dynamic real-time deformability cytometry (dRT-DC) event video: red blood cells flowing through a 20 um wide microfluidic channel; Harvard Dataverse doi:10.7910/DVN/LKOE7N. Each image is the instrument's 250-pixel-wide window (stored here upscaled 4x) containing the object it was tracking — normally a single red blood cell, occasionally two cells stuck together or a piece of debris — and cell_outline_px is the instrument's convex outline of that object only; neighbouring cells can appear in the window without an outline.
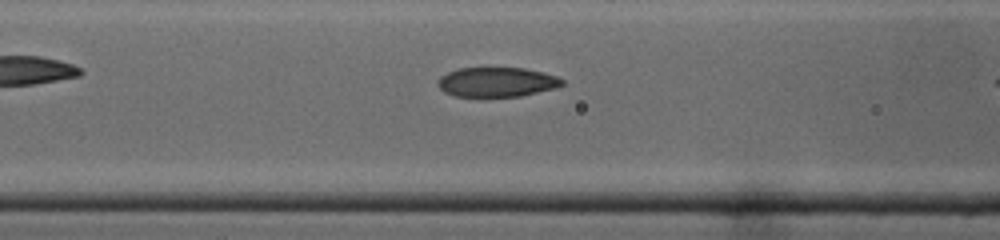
{"species": "common noctule bat (a hibernating species)", "species_latin": "Nyctalus noctula", "temperature_condition": "cold", "stored_images_in_passage": 9, "camera_frame_rate_fps": 3000, "um_per_image_px": 0.085, "animal": {"sex": "male", "body_mass_g": 19.0, "forearm_length_mm": 50.8}, "frame": {"image": 1, "passage_image": 8, "time_ms": 2.333, "image_size_px": [1000, 240], "cell_outline_px": [[564, 84], [556, 88], [520, 96], [456, 96], [444, 92], [436, 84], [440, 76], [448, 72], [460, 68], [524, 68], [544, 72], [556, 76], [564, 80]], "centroid_in_image_um": [42.24, 6.97], "position_along_channel_um": 124.4, "area_um2": 21.39}}